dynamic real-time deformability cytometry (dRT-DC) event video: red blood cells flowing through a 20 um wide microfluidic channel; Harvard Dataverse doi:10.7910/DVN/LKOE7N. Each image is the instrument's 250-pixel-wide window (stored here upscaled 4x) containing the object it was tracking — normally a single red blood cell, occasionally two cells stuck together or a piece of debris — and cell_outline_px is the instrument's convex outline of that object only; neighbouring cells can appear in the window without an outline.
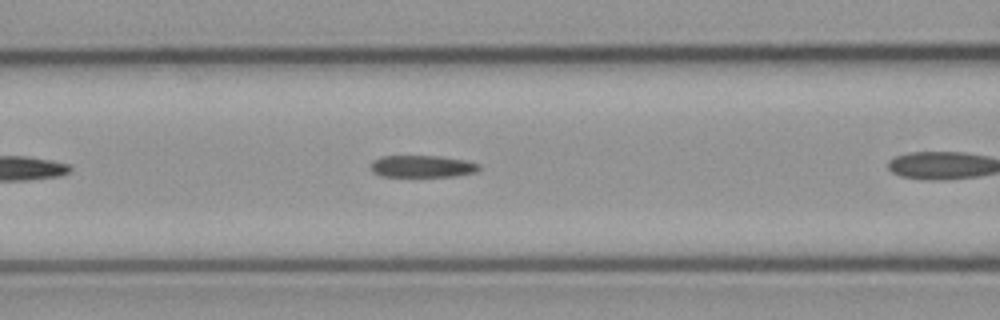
{"species": "common noctule bat (a hibernating species)", "species_latin": "Nyctalus noctula", "temperature_condition": "cold", "stored_images_in_passage": 17, "camera_frame_rate_fps": 3000, "um_per_image_px": 0.085, "animal": {"sex": "male", "body_mass_g": 23.1, "forearm_length_mm": 52.7}, "frame": {"image": 1, "passage_image": 10, "time_ms": 3.0, "image_size_px": [1000, 320], "cell_outline_px": [[480, 168], [476, 172], [456, 176], [380, 176], [372, 172], [372, 160], [380, 156], [440, 156], [464, 160], [480, 164]], "centroid_in_image_um": [35.89, 14.14], "position_along_channel_um": 130.7, "area_um2": 13.87}}